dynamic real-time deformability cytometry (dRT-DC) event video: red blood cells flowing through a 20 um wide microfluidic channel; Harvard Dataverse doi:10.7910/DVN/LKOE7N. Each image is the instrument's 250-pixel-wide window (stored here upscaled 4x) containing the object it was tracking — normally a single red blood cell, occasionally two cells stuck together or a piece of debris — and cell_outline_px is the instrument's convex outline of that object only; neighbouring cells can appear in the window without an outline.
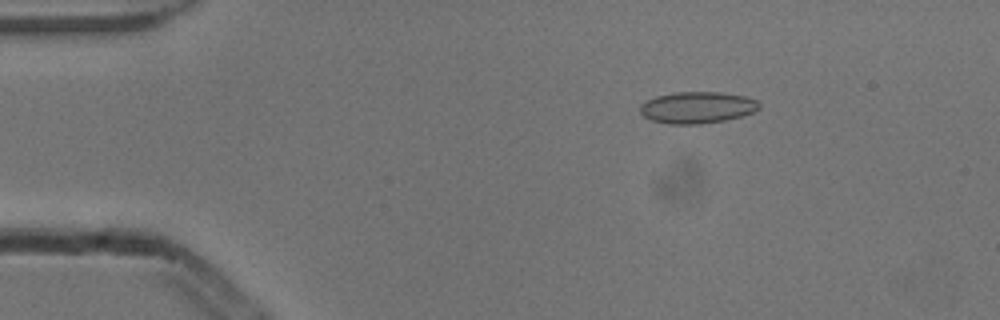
{"species": "common noctule bat (a hibernating species)", "species_latin": "Nyctalus noctula", "temperature_condition": "cold", "stored_images_in_passage": 53, "camera_frame_rate_fps": 3000, "um_per_image_px": 0.085, "animal": {"sex": "male", "body_mass_g": 13.3}, "frame": {"image": 1, "passage_image": 9, "time_ms": 2.667, "image_size_px": [1000, 320], "cell_outline_px": [[760, 108], [752, 112], [740, 116], [724, 120], [700, 124], [668, 124], [652, 120], [644, 116], [640, 112], [640, 104], [656, 96], [676, 92], [720, 92], [744, 96], [756, 100], [760, 104]], "centroid_in_image_um": [59.25, 9.13], "position_along_channel_um": 25.8, "area_um2": 21.79}}
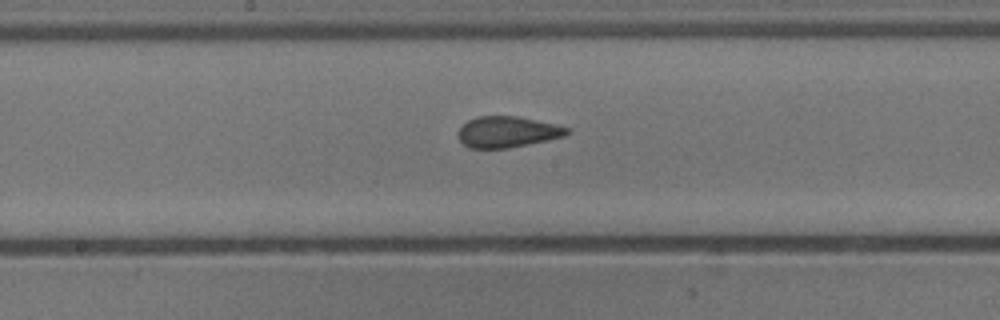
{"frame": {"image": 2, "passage_image": 28, "time_ms": 9.0, "image_size_px": [1000, 320], "cell_outline_px": [[568, 132], [564, 136], [548, 140], [508, 148], [472, 148], [464, 144], [460, 140], [460, 128], [468, 120], [476, 116], [516, 116], [536, 120], [568, 128]], "centroid_in_image_um": [43.11, 11.21], "position_along_channel_um": 205.1, "area_um2": 19.25}}
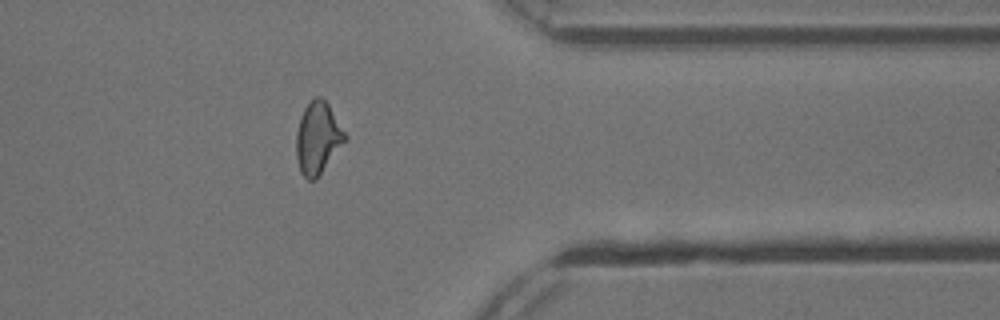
{"frame": {"image": 3, "passage_image": 43, "time_ms": 14.0, "image_size_px": [1000, 320], "cell_outline_px": [[348, 140], [316, 180], [308, 180], [300, 172], [296, 156], [296, 132], [300, 116], [304, 108], [316, 96], [320, 96], [328, 104], [348, 136]], "centroid_in_image_um": [27.03, 11.76], "position_along_channel_um": 384.4, "area_um2": 20.75}, "authors_computed_cell_mechanics": {"area_um2": 20.2878, "velocity_mm_per_s": 3.8629, "shape_relaxation_time_tau1_ms": null, "shape_relaxation_time_tau2_ms": 1.2575, "deformation_change_tau1": null, "deformation_change_tau2": 0.0784}}